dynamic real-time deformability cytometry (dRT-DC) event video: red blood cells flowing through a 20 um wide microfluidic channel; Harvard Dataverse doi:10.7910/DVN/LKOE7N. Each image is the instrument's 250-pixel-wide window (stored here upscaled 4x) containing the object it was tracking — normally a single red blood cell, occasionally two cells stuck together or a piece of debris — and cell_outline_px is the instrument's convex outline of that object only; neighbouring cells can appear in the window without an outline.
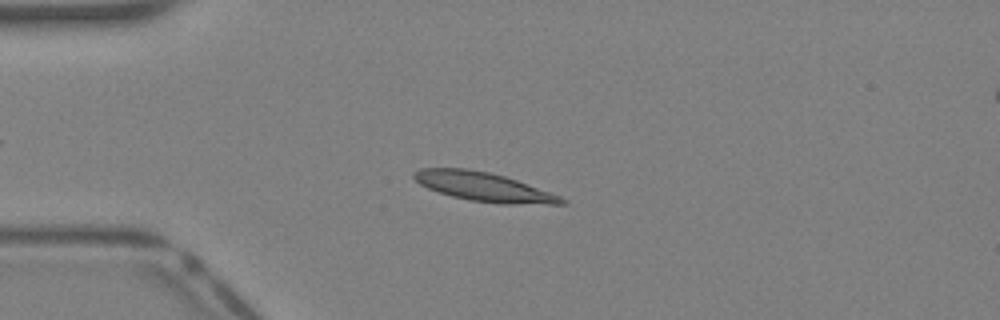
{"species": "Egyptian fruit bat (a non-hibernating species)", "species_latin": "Rousettus aegyptiacus", "temperature_condition": "warm", "stored_images_in_passage": 31, "camera_frame_rate_fps": 3000, "um_per_image_px": 0.085, "animal": {"sex": "female"}, "frame": {"image": 1, "passage_image": 1, "time_ms": 0.0, "image_size_px": [1000, 320], "cell_outline_px": [[568, 204], [500, 204], [468, 200], [452, 196], [428, 188], [420, 184], [412, 176], [412, 172], [420, 168], [468, 168], [488, 172], [504, 176], [516, 180], [560, 196], [568, 200]], "centroid_in_image_um": [41.11, 15.88], "position_along_channel_um": 43.9, "area_um2": 24.85}}
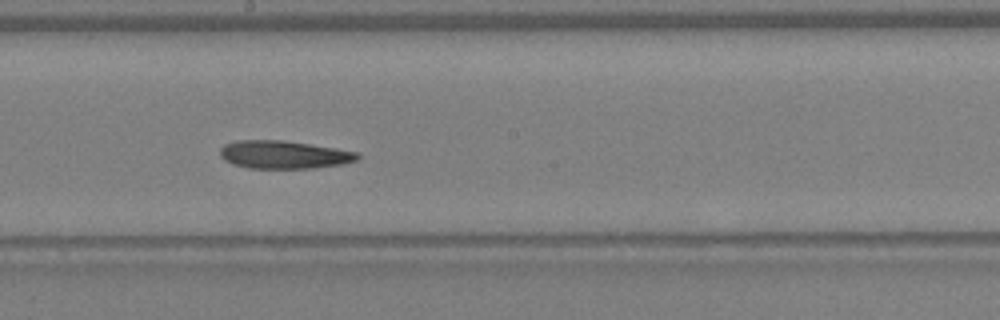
{"frame": {"image": 2, "passage_image": 13, "time_ms": 4.0, "image_size_px": [1000, 320], "cell_outline_px": [[360, 156], [356, 160], [344, 164], [312, 168], [248, 168], [232, 164], [224, 160], [220, 156], [220, 148], [224, 144], [236, 140], [284, 140], [336, 148], [360, 152]], "centroid_in_image_um": [24.12, 13.14], "position_along_channel_um": 224.1, "area_um2": 22.6}}
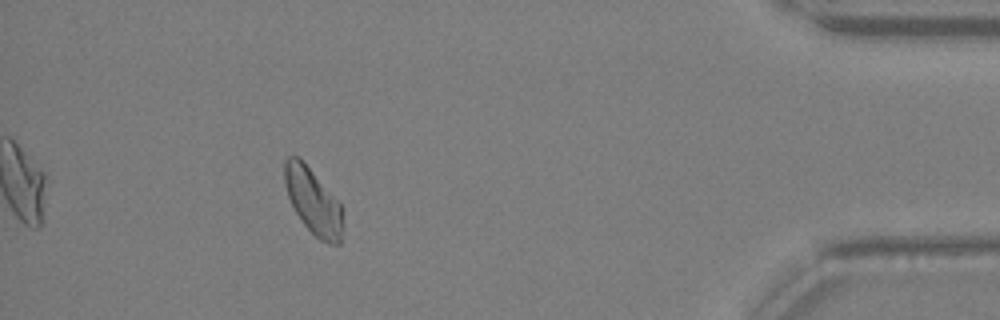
{"frame": {"image": 3, "passage_image": 27, "time_ms": 8.667, "image_size_px": [1000, 320], "cell_outline_px": [[340, 244], [328, 244], [320, 240], [304, 224], [296, 212], [288, 196], [284, 184], [284, 160], [288, 156], [300, 156], [340, 204]], "centroid_in_image_um": [26.55, 17.05], "position_along_channel_um": 408.7, "area_um2": 21.73}}